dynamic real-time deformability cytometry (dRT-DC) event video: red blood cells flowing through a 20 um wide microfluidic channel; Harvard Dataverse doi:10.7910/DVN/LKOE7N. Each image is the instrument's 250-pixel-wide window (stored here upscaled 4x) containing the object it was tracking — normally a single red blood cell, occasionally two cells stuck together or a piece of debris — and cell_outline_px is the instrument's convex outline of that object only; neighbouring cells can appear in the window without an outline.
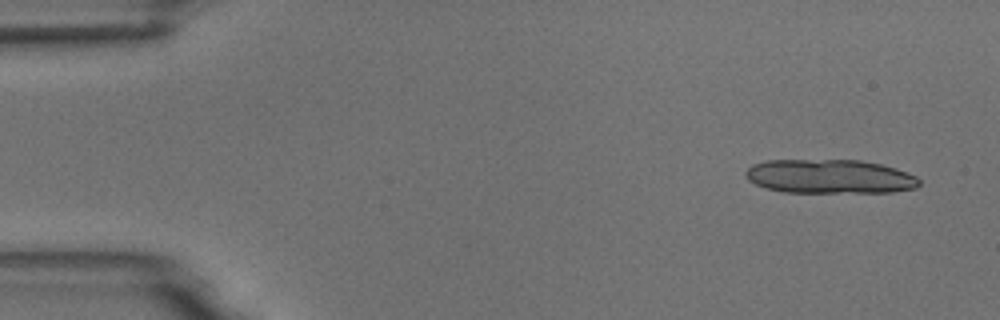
{"species": "common noctule bat (a hibernating species)", "species_latin": "Nyctalus noctula", "temperature_condition": "room temperature", "stored_images_in_passage": 4, "camera_frame_rate_fps": 3000, "um_per_image_px": 0.085, "animal": {"sex": "male", "body_mass_g": 18.8}, "frame": {"image": 1, "passage_image": 1, "time_ms": 0.0, "image_size_px": [1000, 320], "cell_outline_px": [[920, 184], [916, 188], [892, 192], [784, 192], [768, 188], [756, 184], [748, 180], [744, 176], [744, 172], [752, 164], [764, 160], [860, 160], [880, 164], [896, 168], [916, 176], [920, 180]], "centroid_in_image_um": [70.51, 15.0], "position_along_channel_um": 14.5, "area_um2": 34.56}}
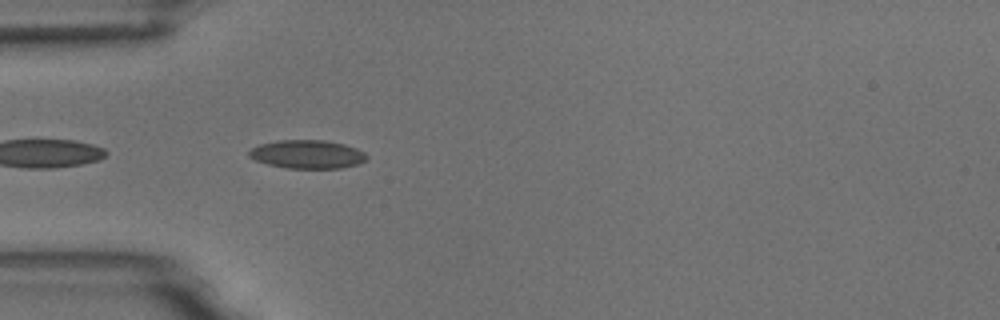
{"frame": {"image": 2, "passage_image": 4, "time_ms": 4.333, "image_size_px": [1000, 320], "cell_outline_px": [[368, 160], [360, 164], [340, 168], [288, 168], [268, 164], [256, 160], [248, 156], [248, 152], [252, 148], [260, 144], [280, 140], [324, 140], [344, 144], [356, 148], [364, 152], [368, 156]], "centroid_in_image_um": [26.16, 13.11], "position_along_channel_um": 58.8, "area_um2": 19.54}}